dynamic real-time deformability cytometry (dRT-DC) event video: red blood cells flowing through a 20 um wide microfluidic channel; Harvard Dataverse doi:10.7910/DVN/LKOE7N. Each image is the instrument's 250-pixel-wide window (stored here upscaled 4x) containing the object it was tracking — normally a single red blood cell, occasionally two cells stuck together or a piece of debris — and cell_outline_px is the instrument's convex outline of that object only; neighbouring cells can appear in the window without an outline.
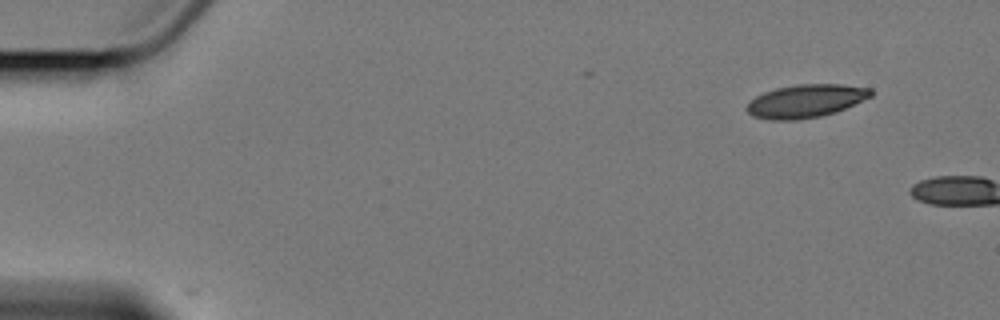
{"species": "Egyptian fruit bat (a non-hibernating species)", "species_latin": "Rousettus aegyptiacus", "temperature_condition": "cold", "stored_images_in_passage": 2, "camera_frame_rate_fps": 3000, "um_per_image_px": 0.085, "animal": {"sex": "female"}, "frame": {"image": 1, "passage_image": 1, "time_ms": 0.0, "image_size_px": [1000, 320], "cell_outline_px": [[872, 96], [836, 112], [820, 116], [796, 120], [768, 120], [752, 116], [744, 108], [756, 96], [764, 92], [776, 88], [796, 84], [840, 84], [872, 88]], "centroid_in_image_um": [68.48, 8.59], "position_along_channel_um": 16.5, "area_um2": 23.99}}